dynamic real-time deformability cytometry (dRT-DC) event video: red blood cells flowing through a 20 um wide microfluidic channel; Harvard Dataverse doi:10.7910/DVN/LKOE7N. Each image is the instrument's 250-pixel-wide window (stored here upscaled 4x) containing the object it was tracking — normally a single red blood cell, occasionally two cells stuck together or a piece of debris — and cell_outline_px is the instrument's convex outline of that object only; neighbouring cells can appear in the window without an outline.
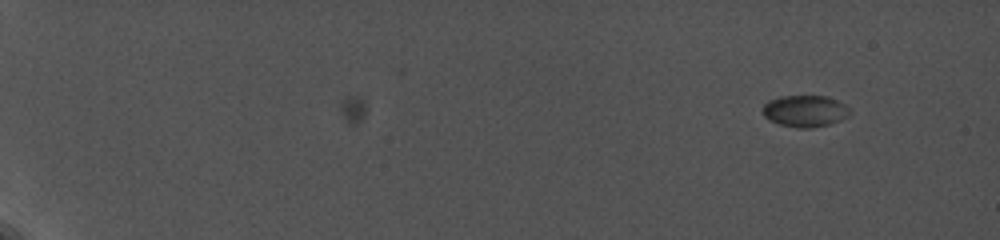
{"species": "common noctule bat (a hibernating species)", "species_latin": "Nyctalus noctula", "temperature_condition": "cold", "stored_images_in_passage": 12, "camera_frame_rate_fps": 5000, "um_per_image_px": 0.085, "animal": {"sex": "female", "body_mass_g": 19.0, "forearm_length_mm": 56.7}, "frame": {"image": 1, "passage_image": 12, "time_ms": 4.0, "image_size_px": [1000, 240], "cell_outline_px": [[852, 112], [848, 116], [840, 120], [828, 124], [812, 128], [800, 128], [780, 124], [764, 116], [764, 104], [768, 100], [780, 96], [828, 96], [844, 104]], "centroid_in_image_um": [68.45, 9.43], "position_along_channel_um": 16.6, "area_um2": 15.9}}